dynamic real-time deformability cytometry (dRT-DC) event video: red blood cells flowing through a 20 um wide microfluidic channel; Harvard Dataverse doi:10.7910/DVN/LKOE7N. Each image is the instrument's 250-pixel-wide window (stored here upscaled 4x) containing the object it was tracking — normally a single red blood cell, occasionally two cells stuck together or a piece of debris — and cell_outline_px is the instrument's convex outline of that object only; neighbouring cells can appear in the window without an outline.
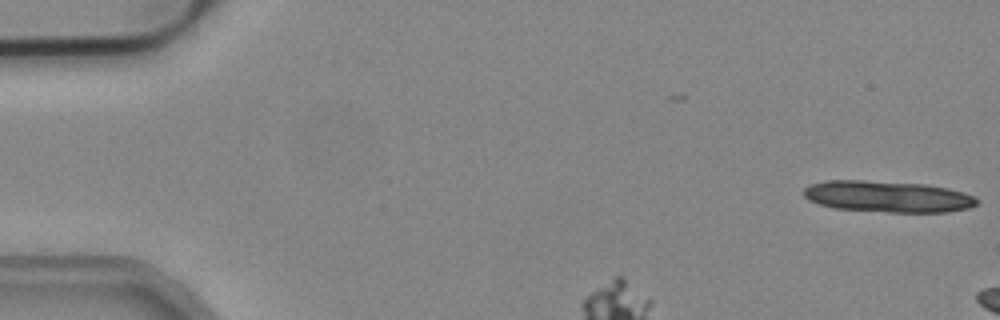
{"species": "common noctule bat (a hibernating species)", "species_latin": "Nyctalus noctula", "temperature_condition": "cold", "stored_images_in_passage": 2, "camera_frame_rate_fps": 3000, "um_per_image_px": 0.085, "animal": {"sex": "male", "body_mass_g": 19.2, "forearm_length_mm": 51.8}, "frame": {"image": 1, "passage_image": 2, "time_ms": 0.333, "image_size_px": [1000, 320], "cell_outline_px": [[980, 200], [976, 204], [968, 208], [948, 212], [888, 212], [836, 208], [820, 204], [808, 200], [804, 196], [804, 188], [808, 184], [828, 180], [864, 180], [928, 184], [948, 188], [964, 192]], "centroid_in_image_um": [75.45, 16.7], "position_along_channel_um": 9.5, "area_um2": 31.79}}